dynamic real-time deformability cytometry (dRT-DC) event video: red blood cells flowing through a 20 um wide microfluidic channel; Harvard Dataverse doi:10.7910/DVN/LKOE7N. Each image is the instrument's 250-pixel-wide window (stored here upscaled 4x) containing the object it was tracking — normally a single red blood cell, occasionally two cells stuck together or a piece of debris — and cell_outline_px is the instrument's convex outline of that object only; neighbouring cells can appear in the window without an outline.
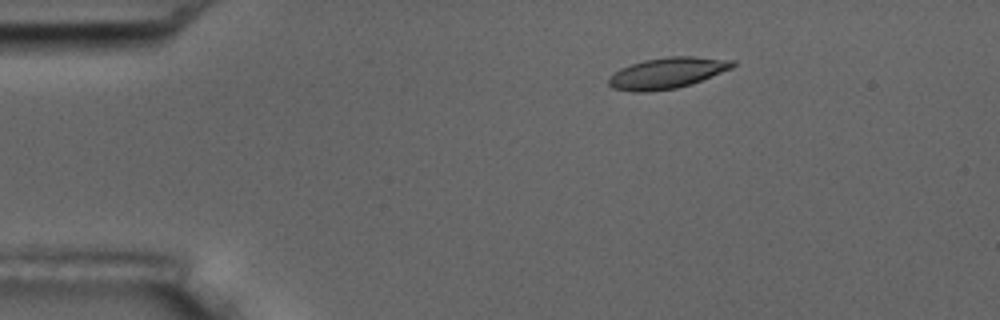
{"species": "common noctule bat (a hibernating species)", "species_latin": "Nyctalus noctula", "temperature_condition": "room temperature", "stored_images_in_passage": 4, "camera_frame_rate_fps": 3000, "um_per_image_px": 0.085, "animal": {"sex": "male", "body_mass_g": 17.5, "forearm_length_mm": 52.3}, "frame": {"image": 1, "passage_image": 2, "time_ms": 2.0, "image_size_px": [1000, 320], "cell_outline_px": [[736, 64], [732, 68], [692, 84], [676, 88], [648, 92], [632, 92], [612, 88], [608, 84], [608, 80], [620, 68], [644, 60], [668, 56], [692, 56], [736, 60]], "centroid_in_image_um": [56.73, 6.2], "position_along_channel_um": 28.3, "area_um2": 22.43}}